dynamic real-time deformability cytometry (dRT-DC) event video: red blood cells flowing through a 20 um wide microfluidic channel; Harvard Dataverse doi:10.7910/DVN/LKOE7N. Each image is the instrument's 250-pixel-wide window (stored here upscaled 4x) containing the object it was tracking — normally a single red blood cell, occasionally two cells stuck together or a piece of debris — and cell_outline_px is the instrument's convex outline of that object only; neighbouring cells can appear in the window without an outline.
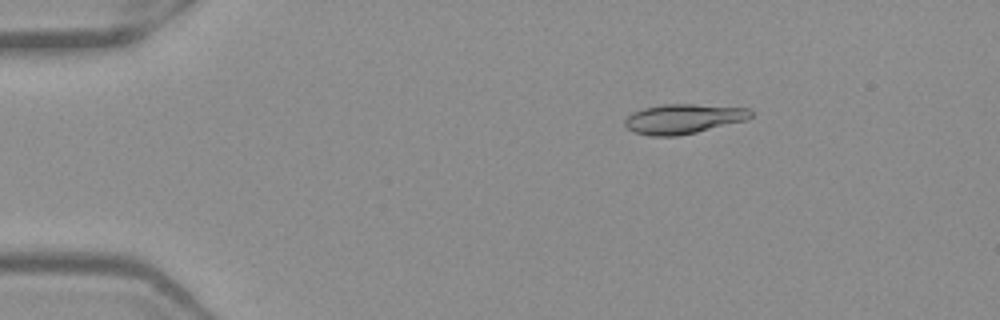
{"species": "Egyptian fruit bat (a non-hibernating species)", "species_latin": "Rousettus aegyptiacus", "temperature_condition": "warm", "stored_images_in_passage": 44, "camera_frame_rate_fps": 3000, "um_per_image_px": 0.085, "frame": {"image": 1, "passage_image": 1, "time_ms": 0.0, "image_size_px": [1000, 320], "cell_outline_px": [[752, 116], [748, 120], [696, 132], [676, 136], [652, 136], [636, 132], [628, 128], [624, 124], [624, 120], [632, 112], [644, 108], [664, 104], [692, 104], [748, 108], [752, 112]], "centroid_in_image_um": [58.1, 10.1], "position_along_channel_um": 26.9, "area_um2": 21.68}}
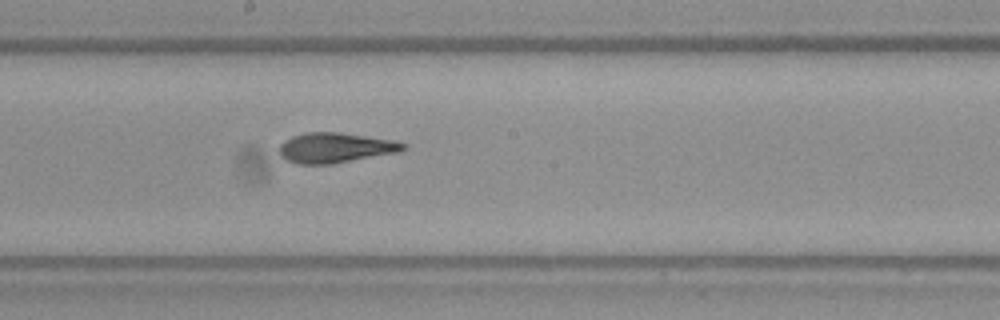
{"frame": {"image": 2, "passage_image": 21, "time_ms": 6.667, "image_size_px": [1000, 320], "cell_outline_px": [[408, 148], [400, 152], [332, 164], [300, 164], [284, 160], [280, 156], [280, 144], [284, 140], [292, 136], [304, 132], [340, 132], [396, 140], [408, 144]], "centroid_in_image_um": [28.54, 12.55], "position_along_channel_um": 219.7, "area_um2": 22.14}}
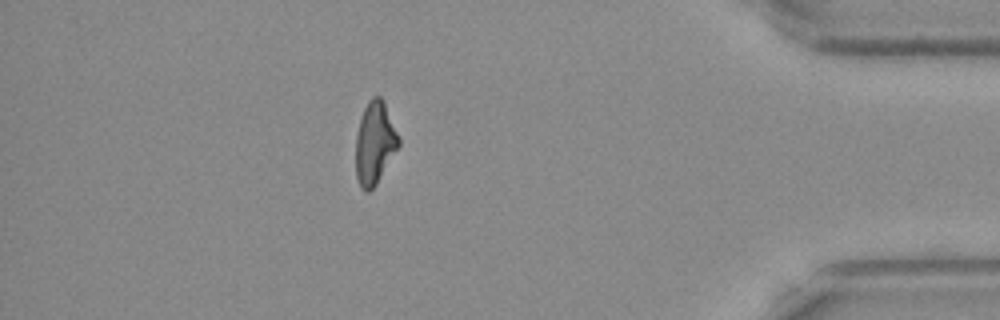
{"frame": {"image": 3, "passage_image": 38, "time_ms": 12.333, "image_size_px": [1000, 320], "cell_outline_px": [[400, 144], [376, 184], [368, 192], [364, 192], [360, 188], [356, 176], [356, 136], [360, 116], [368, 100], [372, 96], [380, 96], [384, 100], [400, 136]], "centroid_in_image_um": [31.85, 12.12], "position_along_channel_um": 403.3, "area_um2": 20.87}, "authors_computed_cell_mechanics": {"area_um2": 21.3571, "velocity_mm_per_s": 3.954, "shape_relaxation_time_tau1_ms": null, "shape_relaxation_time_tau2_ms": 1.8101, "deformation_change_tau1": null, "deformation_change_tau2": 0.077}}